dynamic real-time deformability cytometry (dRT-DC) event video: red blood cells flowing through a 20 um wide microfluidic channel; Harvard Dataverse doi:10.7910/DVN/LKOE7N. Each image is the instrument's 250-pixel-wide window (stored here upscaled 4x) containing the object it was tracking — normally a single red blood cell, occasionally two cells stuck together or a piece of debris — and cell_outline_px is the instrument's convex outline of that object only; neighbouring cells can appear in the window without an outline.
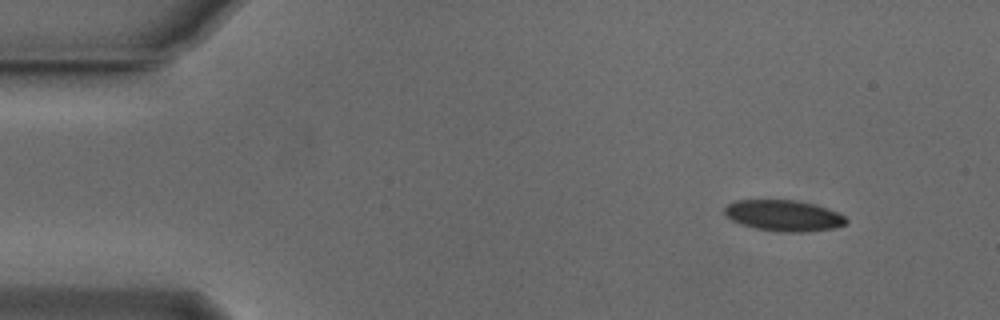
{"species": "Egyptian fruit bat (a non-hibernating species)", "species_latin": "Rousettus aegyptiacus", "temperature_condition": "cold", "stored_images_in_passage": 49, "camera_frame_rate_fps": 3000, "um_per_image_px": 0.085, "animal": {"sex": "male"}, "frame": {"image": 1, "passage_image": 1, "time_ms": 0.0, "image_size_px": [1000, 320], "cell_outline_px": [[848, 220], [844, 224], [836, 228], [804, 232], [780, 232], [756, 228], [740, 224], [732, 220], [724, 212], [724, 208], [728, 204], [736, 200], [796, 200], [812, 204], [836, 212], [844, 216]], "centroid_in_image_um": [66.59, 18.33], "position_along_channel_um": 18.4, "area_um2": 21.79}}
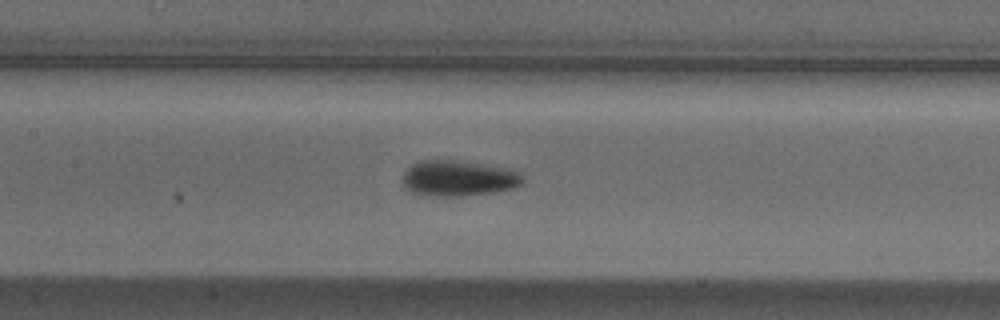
{"frame": {"image": 2, "passage_image": 20, "time_ms": 6.333, "image_size_px": [1000, 320], "cell_outline_px": [[524, 180], [520, 184], [512, 188], [496, 192], [460, 196], [432, 196], [412, 192], [404, 188], [404, 172], [412, 164], [420, 160], [452, 160], [500, 168], [516, 172]], "centroid_in_image_um": [38.88, 15.17], "position_along_channel_um": 168.5, "area_um2": 24.33}}
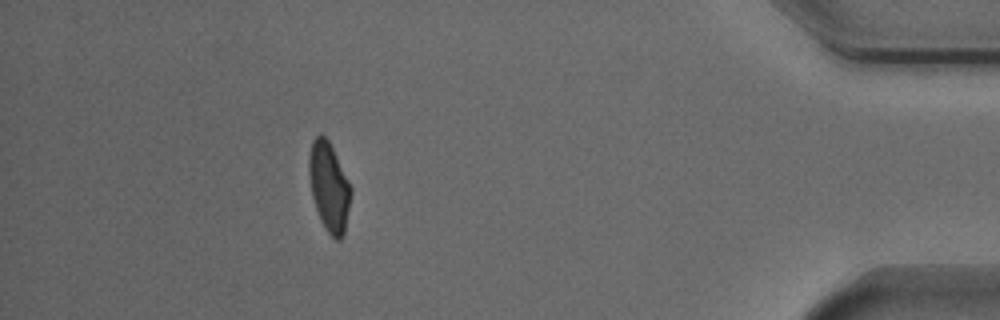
{"frame": {"image": 3, "passage_image": 43, "time_ms": 14.0, "image_size_px": [1000, 320], "cell_outline_px": [[352, 192], [344, 232], [340, 240], [336, 240], [324, 228], [320, 220], [312, 196], [308, 172], [308, 156], [312, 140], [320, 132], [328, 140], [352, 188]], "centroid_in_image_um": [27.95, 15.87], "position_along_channel_um": 407.3, "area_um2": 21.68}, "authors_computed_cell_mechanics": {"area_um2": 22.7732, "velocity_mm_per_s": 3.8419, "shape_relaxation_time_tau1_ms": 5.3502, "shape_relaxation_time_tau2_ms": 4.6595, "deformation_change_tau1": 0.1366, "deformation_change_tau2": 0.0828}}